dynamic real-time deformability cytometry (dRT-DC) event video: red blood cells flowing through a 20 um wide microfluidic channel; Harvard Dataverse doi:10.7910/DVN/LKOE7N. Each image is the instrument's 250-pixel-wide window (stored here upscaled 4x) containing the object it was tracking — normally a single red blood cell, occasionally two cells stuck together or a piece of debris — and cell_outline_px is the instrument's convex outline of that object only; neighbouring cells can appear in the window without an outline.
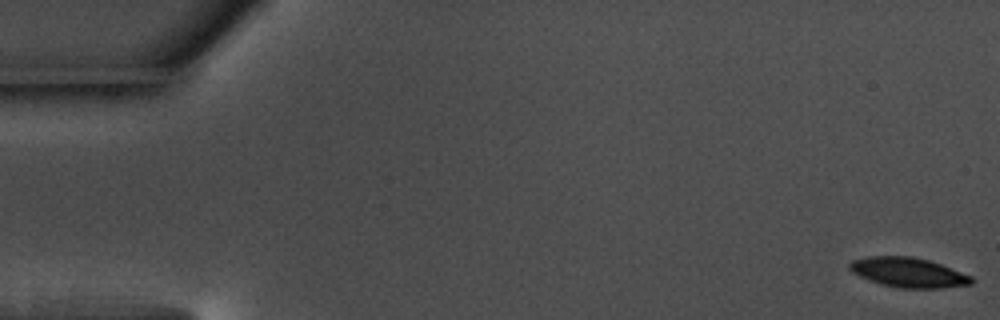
{"species": "common noctule bat (a hibernating species)", "species_latin": "Nyctalus noctula", "temperature_condition": "warm", "stored_images_in_passage": 56, "camera_frame_rate_fps": 3000, "um_per_image_px": 0.085, "animal": {"sex": "male", "body_mass_g": 17.5, "forearm_length_mm": 52.3}, "frame": {"image": 1, "passage_image": 1, "time_ms": 0.0, "image_size_px": [1000, 320], "cell_outline_px": [[976, 280], [972, 284], [944, 288], [900, 288], [880, 284], [868, 280], [852, 272], [848, 268], [848, 264], [852, 260], [868, 256], [912, 256], [928, 260], [952, 268], [972, 276]], "centroid_in_image_um": [77.22, 23.16], "position_along_channel_um": 7.8, "area_um2": 21.33}}
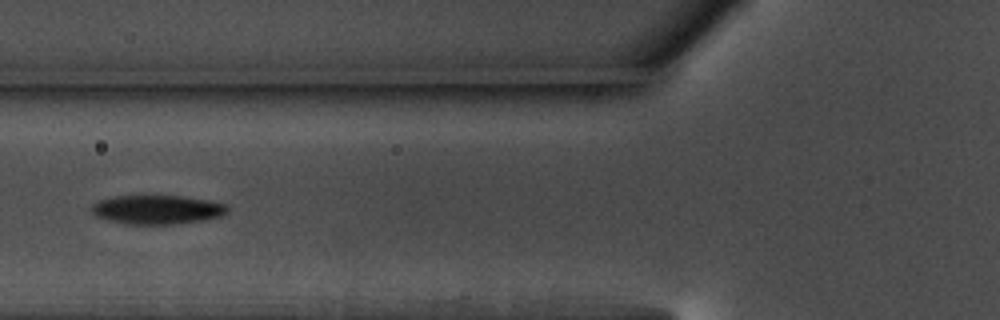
{"frame": {"image": 2, "passage_image": 22, "time_ms": 7.0, "image_size_px": [1000, 320], "cell_outline_px": [[228, 212], [220, 216], [204, 220], [172, 224], [128, 224], [108, 220], [96, 216], [92, 212], [92, 204], [100, 200], [116, 196], [180, 196], [208, 200], [224, 204], [228, 208]], "centroid_in_image_um": [13.35, 17.82], "position_along_channel_um": 112.4, "area_um2": 22.72}}
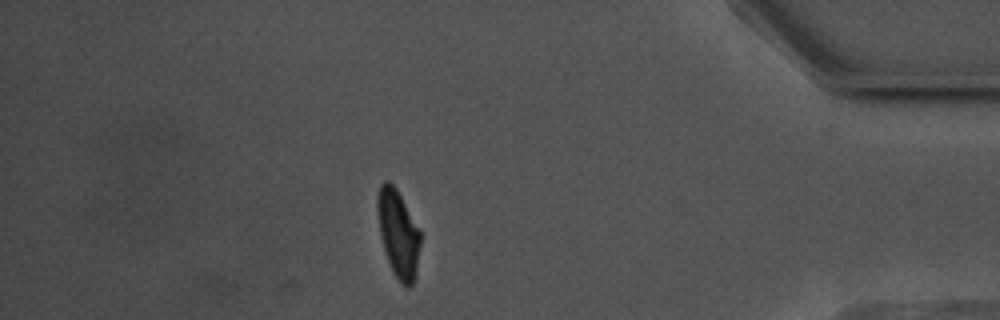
{"frame": {"image": 3, "passage_image": 49, "time_ms": 16.0, "image_size_px": [1000, 320], "cell_outline_px": [[420, 244], [416, 272], [412, 284], [408, 288], [392, 272], [384, 248], [380, 232], [376, 208], [376, 196], [380, 184], [384, 180], [388, 180], [396, 188], [420, 228]], "centroid_in_image_um": [33.84, 19.79], "position_along_channel_um": 401.4, "area_um2": 21.79}, "authors_computed_cell_mechanics": {"area_um2": 22.5131, "velocity_mm_per_s": 3.668, "shape_relaxation_time_tau1_ms": 2.796, "shape_relaxation_time_tau2_ms": 10.7703, "deformation_change_tau1": 0.1346, "deformation_change_tau2": 0.1686}}